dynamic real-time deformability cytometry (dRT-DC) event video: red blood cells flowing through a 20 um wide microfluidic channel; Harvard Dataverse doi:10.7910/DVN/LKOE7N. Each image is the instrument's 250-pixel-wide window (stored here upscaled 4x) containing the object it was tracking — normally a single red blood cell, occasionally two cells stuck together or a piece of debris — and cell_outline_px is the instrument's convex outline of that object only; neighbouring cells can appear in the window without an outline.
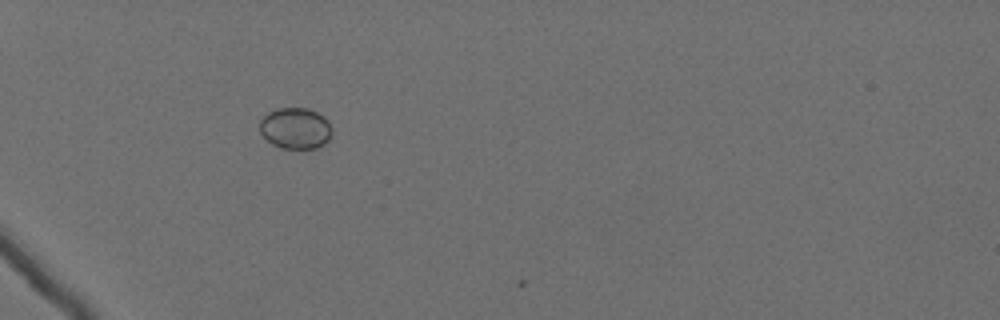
{"species": "Egyptian fruit bat (a non-hibernating species)", "species_latin": "Rousettus aegyptiacus", "temperature_condition": "cold", "stored_images_in_passage": 3, "camera_frame_rate_fps": 3000, "um_per_image_px": 0.085, "animal": {"sex": "female"}, "frame": {"image": 1, "passage_image": 2, "time_ms": 0.333, "image_size_px": [1000, 320], "cell_outline_px": [[332, 136], [324, 144], [316, 148], [280, 148], [272, 144], [260, 132], [260, 120], [268, 112], [276, 108], [308, 108], [324, 116], [328, 120], [332, 128]], "centroid_in_image_um": [25.13, 10.9], "position_along_channel_um": 59.9, "area_um2": 17.46}}